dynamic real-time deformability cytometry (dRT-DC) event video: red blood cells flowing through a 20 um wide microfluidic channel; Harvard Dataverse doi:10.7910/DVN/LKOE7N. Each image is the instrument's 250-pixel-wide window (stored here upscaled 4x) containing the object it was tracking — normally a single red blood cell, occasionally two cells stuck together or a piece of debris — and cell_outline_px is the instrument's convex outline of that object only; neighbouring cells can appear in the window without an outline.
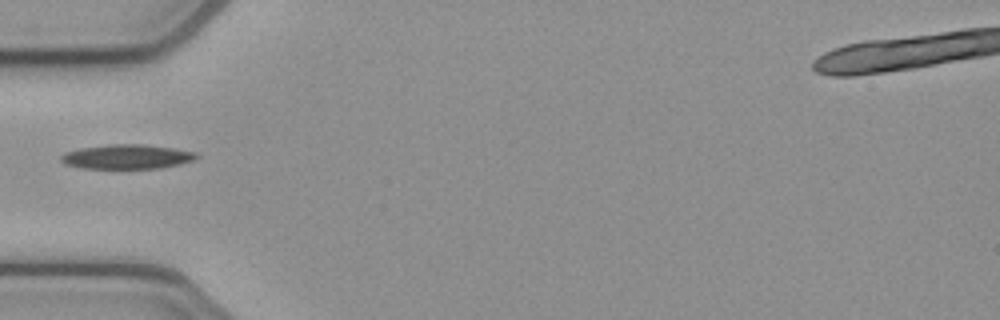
{"species": "common noctule bat (a hibernating species)", "species_latin": "Nyctalus noctula", "temperature_condition": "cold", "stored_images_in_passage": 36, "camera_frame_rate_fps": 3000, "um_per_image_px": 0.085, "animal": {"sex": "female", "body_mass_g": 21.9}, "frame": {"image": 1, "passage_image": 1, "time_ms": 0.0, "image_size_px": [1000, 320], "cell_outline_px": [[200, 156], [192, 160], [180, 164], [160, 168], [80, 168], [64, 164], [60, 160], [60, 156], [64, 152], [80, 148], [108, 144], [140, 144], [172, 148], [196, 152]], "centroid_in_image_um": [10.75, 13.32], "position_along_channel_um": 74.3, "area_um2": 19.31}}
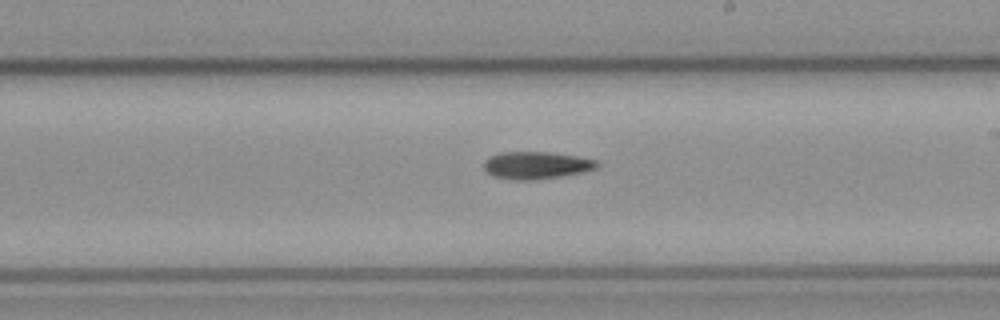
{"frame": {"image": 2, "passage_image": 14, "time_ms": 4.333, "image_size_px": [1000, 320], "cell_outline_px": [[600, 168], [584, 172], [564, 176], [532, 180], [516, 180], [492, 176], [484, 168], [484, 160], [488, 156], [500, 152], [548, 152], [576, 156], [596, 160], [600, 164]], "centroid_in_image_um": [45.61, 14.05], "position_along_channel_um": 243.4, "area_um2": 18.26}}
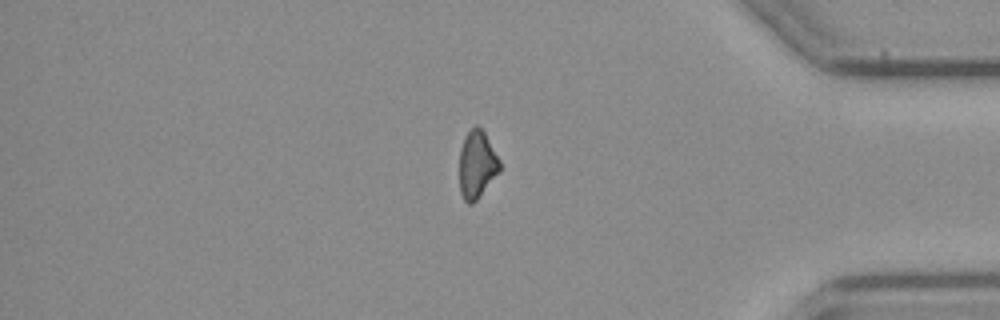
{"frame": {"image": 3, "passage_image": 28, "time_ms": 9.0, "image_size_px": [1000, 320], "cell_outline_px": [[500, 172], [476, 200], [472, 204], [468, 204], [464, 200], [460, 192], [460, 148], [468, 132], [476, 124], [484, 132], [500, 160]], "centroid_in_image_um": [40.55, 14.01], "position_along_channel_um": 394.7, "area_um2": 15.72}}